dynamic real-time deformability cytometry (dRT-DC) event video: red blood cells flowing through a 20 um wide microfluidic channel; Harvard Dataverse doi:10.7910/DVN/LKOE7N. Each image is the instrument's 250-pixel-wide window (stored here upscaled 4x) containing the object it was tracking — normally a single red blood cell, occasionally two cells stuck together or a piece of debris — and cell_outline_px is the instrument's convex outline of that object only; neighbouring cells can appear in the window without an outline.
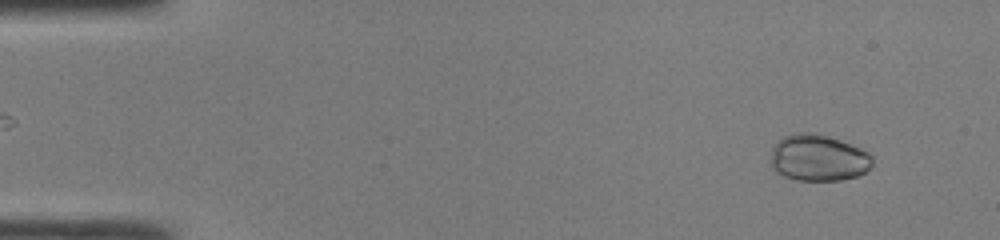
{"species": "common noctule bat (a hibernating species)", "species_latin": "Nyctalus noctula", "temperature_condition": "room temperature", "stored_images_in_passage": 47, "camera_frame_rate_fps": 3000, "um_per_image_px": 0.085, "animal": {"sex": "male", "body_mass_g": 19.0, "forearm_length_mm": 50.8}, "frame": {"image": 1, "passage_image": 4, "time_ms": 1.0, "image_size_px": [1000, 240], "cell_outline_px": [[872, 164], [864, 172], [856, 176], [840, 180], [796, 180], [784, 176], [776, 172], [772, 168], [768, 160], [772, 148], [784, 136], [800, 132], [816, 132], [828, 136], [860, 148], [868, 152], [872, 156]], "centroid_in_image_um": [69.5, 13.42], "position_along_channel_um": 15.5, "area_um2": 27.63}}
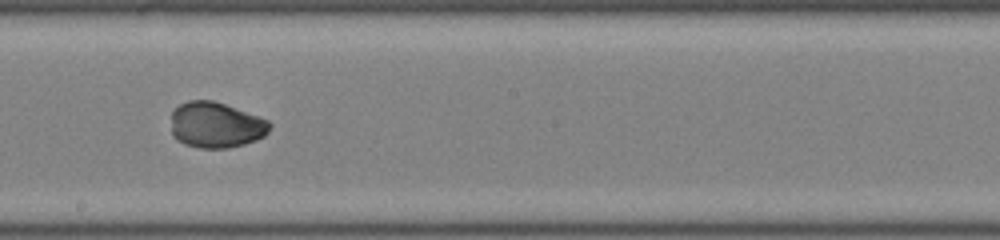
{"frame": {"image": 2, "passage_image": 27, "time_ms": 8.667, "image_size_px": [1000, 240], "cell_outline_px": [[272, 124], [268, 132], [264, 136], [256, 140], [244, 144], [228, 148], [200, 148], [184, 144], [176, 140], [172, 136], [172, 112], [180, 104], [188, 100], [212, 100], [224, 104], [268, 120]], "centroid_in_image_um": [18.34, 10.63], "position_along_channel_um": 229.9, "area_um2": 26.3}}
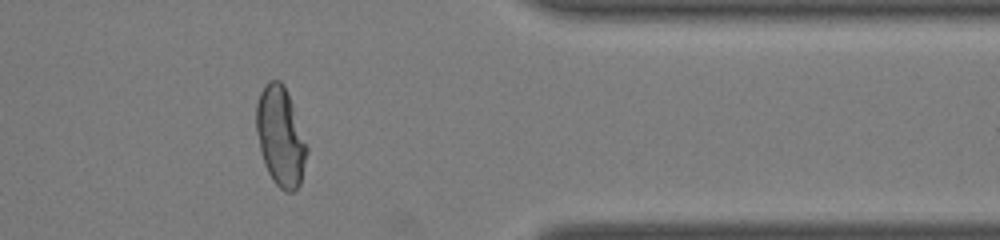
{"frame": {"image": 3, "passage_image": 39, "time_ms": 12.667, "image_size_px": [1000, 240], "cell_outline_px": [[308, 152], [300, 184], [292, 192], [284, 192], [272, 180], [264, 164], [256, 132], [256, 104], [260, 92], [264, 84], [268, 80], [280, 80], [284, 84], [292, 104], [308, 148]], "centroid_in_image_um": [23.83, 11.6], "position_along_channel_um": 387.6, "area_um2": 29.25}, "authors_computed_cell_mechanics": {"area_um2": 27.6284, "velocity_mm_per_s": 4.3158, "shape_relaxation_time_tau1_ms": 3.1179, "shape_relaxation_time_tau2_ms": null, "deformation_change_tau1": 0.1348, "deformation_change_tau2": null}}